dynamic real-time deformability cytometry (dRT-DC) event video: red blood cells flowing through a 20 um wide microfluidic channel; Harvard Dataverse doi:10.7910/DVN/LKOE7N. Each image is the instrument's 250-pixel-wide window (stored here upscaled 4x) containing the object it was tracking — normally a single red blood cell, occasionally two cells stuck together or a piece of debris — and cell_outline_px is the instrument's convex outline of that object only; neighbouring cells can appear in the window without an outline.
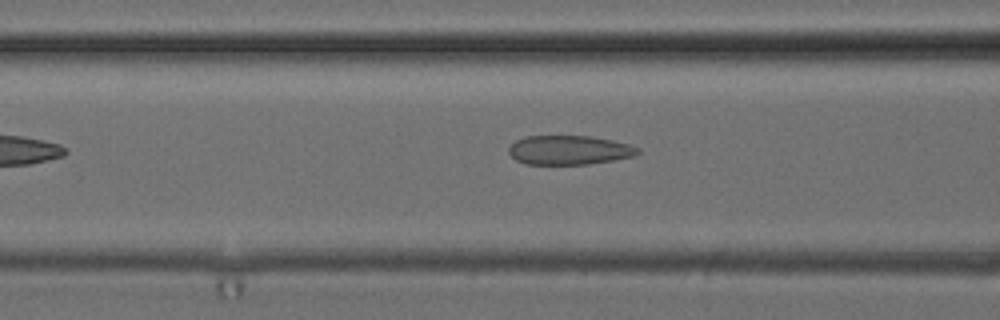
{"species": "common noctule bat (a hibernating species)", "species_latin": "Nyctalus noctula", "temperature_condition": "cold", "stored_images_in_passage": 6, "camera_frame_rate_fps": 3000, "um_per_image_px": 0.085, "animal": {"sex": "female", "body_mass_g": 24.6, "forearm_length_mm": 56.2}, "frame": {"image": 1, "passage_image": 4, "time_ms": 1.0, "image_size_px": [1000, 320], "cell_outline_px": [[640, 152], [636, 156], [588, 164], [524, 164], [516, 160], [508, 152], [508, 148], [516, 140], [524, 136], [592, 136], [612, 140], [628, 144], [640, 148]], "centroid_in_image_um": [48.38, 12.75], "position_along_channel_um": 118.2, "area_um2": 22.02}}